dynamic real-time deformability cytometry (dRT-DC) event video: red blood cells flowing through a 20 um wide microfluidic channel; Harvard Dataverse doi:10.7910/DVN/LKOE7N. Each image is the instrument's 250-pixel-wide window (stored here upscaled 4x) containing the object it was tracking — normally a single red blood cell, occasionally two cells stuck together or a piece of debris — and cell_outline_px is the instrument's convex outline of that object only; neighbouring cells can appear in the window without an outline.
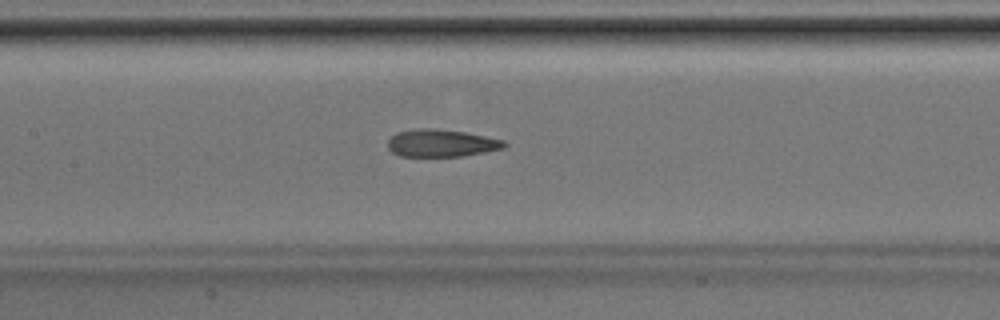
{"species": "Egyptian fruit bat (a non-hibernating species)", "species_latin": "Rousettus aegyptiacus", "temperature_condition": "room temperature", "stored_images_in_passage": 40, "camera_frame_rate_fps": 3000, "um_per_image_px": 0.085, "animal": {"sex": "male"}, "frame": {"image": 1, "passage_image": 18, "time_ms": 5.667, "image_size_px": [1000, 320], "cell_outline_px": [[508, 144], [504, 148], [484, 152], [460, 156], [400, 156], [392, 152], [388, 148], [388, 140], [396, 132], [416, 128], [432, 128], [464, 132], [504, 140]], "centroid_in_image_um": [37.49, 12.16], "position_along_channel_um": 169.9, "area_um2": 18.55}}